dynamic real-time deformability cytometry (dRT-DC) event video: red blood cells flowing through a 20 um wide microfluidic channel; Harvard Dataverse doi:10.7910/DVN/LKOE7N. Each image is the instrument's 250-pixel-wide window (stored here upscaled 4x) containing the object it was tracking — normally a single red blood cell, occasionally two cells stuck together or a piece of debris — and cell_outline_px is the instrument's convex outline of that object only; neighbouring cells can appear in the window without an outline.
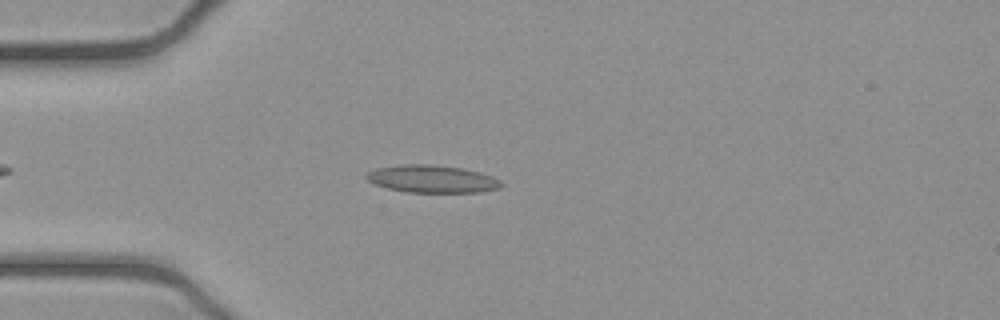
{"species": "common noctule bat (a hibernating species)", "species_latin": "Nyctalus noctula", "temperature_condition": "cold", "stored_images_in_passage": 45, "camera_frame_rate_fps": 3000, "um_per_image_px": 0.085, "animal": {"sex": "female", "body_mass_g": 21.9}, "frame": {"image": 1, "passage_image": 7, "time_ms": 2.0, "image_size_px": [1000, 320], "cell_outline_px": [[504, 184], [500, 188], [480, 192], [408, 192], [388, 188], [376, 184], [368, 180], [364, 176], [368, 172], [376, 168], [400, 164], [432, 164], [464, 168], [492, 176], [500, 180]], "centroid_in_image_um": [36.74, 15.2], "position_along_channel_um": 48.3, "area_um2": 21.68}}
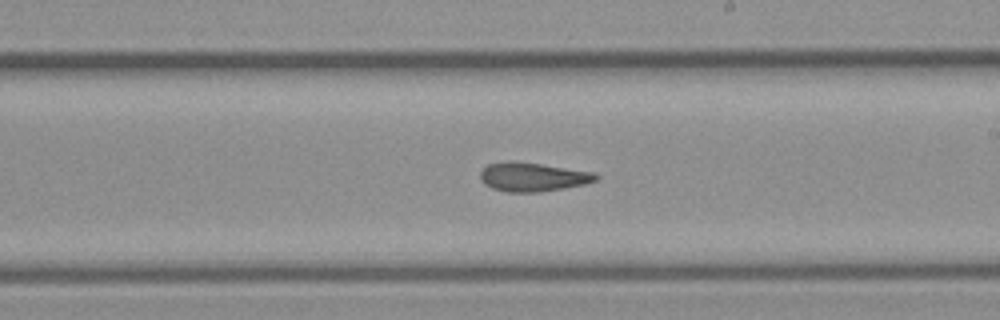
{"frame": {"image": 2, "passage_image": 23, "time_ms": 7.333, "image_size_px": [1000, 320], "cell_outline_px": [[600, 176], [596, 180], [584, 184], [564, 188], [540, 192], [508, 192], [492, 188], [484, 184], [480, 180], [480, 172], [488, 164], [508, 160], [540, 164], [596, 172]], "centroid_in_image_um": [45.28, 15.04], "position_along_channel_um": 243.7, "area_um2": 19.54}}
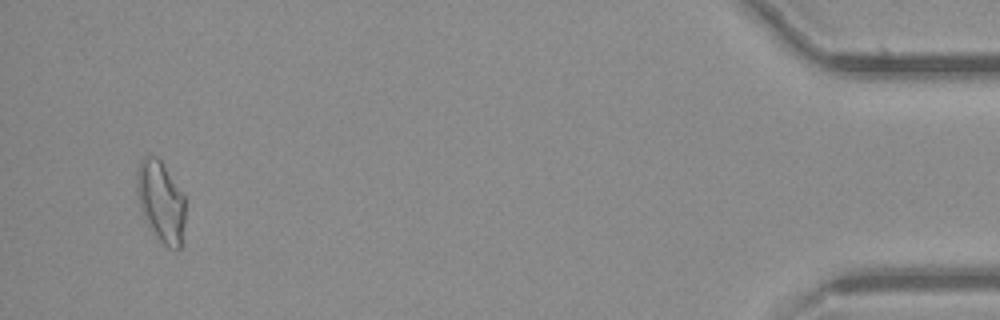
{"frame": {"image": 3, "passage_image": 43, "time_ms": 14.0, "image_size_px": [1000, 320], "cell_outline_px": [[184, 224], [180, 248], [176, 252], [168, 248], [156, 240], [144, 220], [140, 208], [136, 192], [136, 172], [140, 160], [144, 156], [156, 156], [160, 160], [184, 196]], "centroid_in_image_um": [13.64, 17.19], "position_along_channel_um": 421.6, "area_um2": 23.24}, "authors_computed_cell_mechanics": {"area_um2": 19.941, "velocity_mm_per_s": 3.9068, "shape_relaxation_time_tau1_ms": null, "shape_relaxation_time_tau2_ms": 3.5505, "deformation_change_tau1": null, "deformation_change_tau2": 0.1128}}